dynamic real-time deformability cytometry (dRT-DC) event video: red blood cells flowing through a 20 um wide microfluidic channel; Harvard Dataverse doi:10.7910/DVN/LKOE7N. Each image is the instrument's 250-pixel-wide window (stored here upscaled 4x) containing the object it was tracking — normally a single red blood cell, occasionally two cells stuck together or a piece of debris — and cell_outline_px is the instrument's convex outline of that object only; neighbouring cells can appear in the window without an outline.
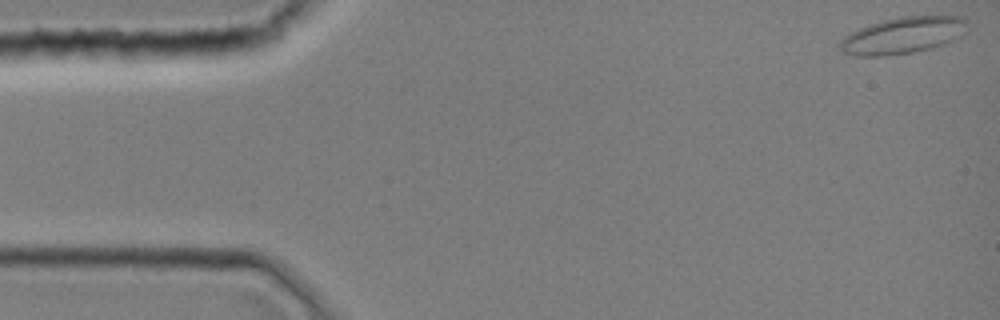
{"species": "common noctule bat (a hibernating species)", "species_latin": "Nyctalus noctula", "temperature_condition": "room temperature", "stored_images_in_passage": 44, "camera_frame_rate_fps": 3000, "um_per_image_px": 0.085, "animal": {"sex": "female", "body_mass_g": 19.0, "forearm_length_mm": 51.5}, "frame": {"image": 1, "passage_image": 1, "time_ms": 0.0, "image_size_px": [1000, 320], "cell_outline_px": [[964, 20], [960, 36], [944, 44], [932, 48], [912, 52], [884, 56], [856, 56], [844, 52], [836, 44], [844, 36], [860, 28], [884, 20], [900, 16], [960, 16]], "centroid_in_image_um": [76.66, 3.02], "position_along_channel_um": 8.3, "area_um2": 26.65}}
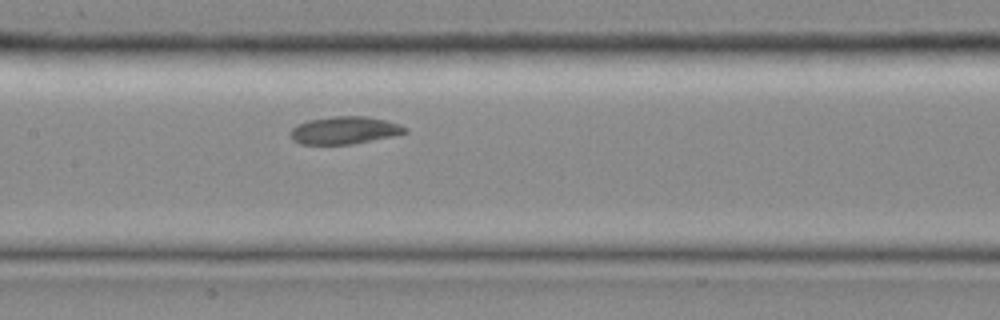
{"frame": {"image": 2, "passage_image": 21, "time_ms": 6.667, "image_size_px": [1000, 320], "cell_outline_px": [[408, 132], [392, 136], [352, 144], [300, 144], [292, 140], [288, 136], [288, 132], [296, 124], [308, 120], [332, 116], [368, 116], [400, 124], [408, 128]], "centroid_in_image_um": [29.23, 11.07], "position_along_channel_um": 178.2, "area_um2": 18.61}}
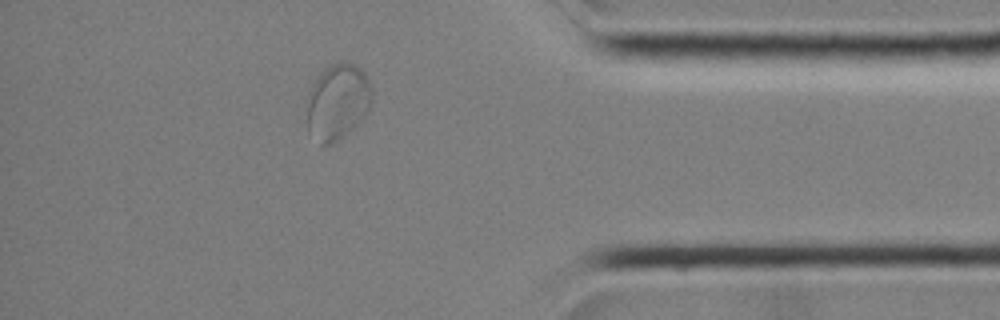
{"frame": {"image": 3, "passage_image": 38, "time_ms": 12.333, "image_size_px": [1000, 320], "cell_outline_px": [[372, 100], [364, 116], [352, 128], [332, 144], [320, 144], [308, 132], [304, 100], [312, 84], [320, 72], [328, 64], [344, 60], [360, 68], [364, 72], [372, 88]], "centroid_in_image_um": [28.63, 8.62], "position_along_channel_um": 406.6, "area_um2": 29.3}}